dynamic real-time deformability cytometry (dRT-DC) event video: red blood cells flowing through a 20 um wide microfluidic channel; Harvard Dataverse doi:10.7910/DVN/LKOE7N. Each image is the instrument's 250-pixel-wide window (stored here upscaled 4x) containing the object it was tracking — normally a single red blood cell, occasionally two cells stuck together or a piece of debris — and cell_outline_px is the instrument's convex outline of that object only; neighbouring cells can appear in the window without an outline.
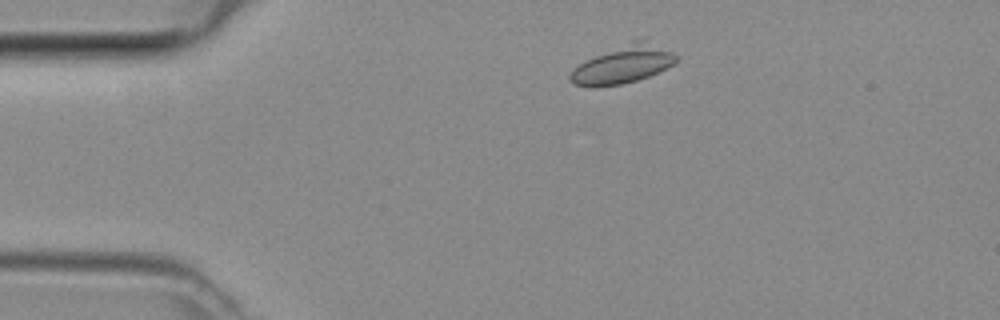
{"species": "common noctule bat (a hibernating species)", "species_latin": "Nyctalus noctula", "temperature_condition": "room temperature", "stored_images_in_passage": 4, "camera_frame_rate_fps": 3000, "um_per_image_px": 0.085, "animal": {"sex": "female", "body_mass_g": 29.2, "forearm_length_mm": 56.3}, "frame": {"image": 1, "passage_image": 2, "time_ms": 0.333, "image_size_px": [1000, 320], "cell_outline_px": [[676, 60], [672, 64], [648, 76], [624, 84], [596, 88], [592, 88], [572, 84], [568, 80], [568, 76], [572, 68], [584, 60], [632, 40], [644, 36], [648, 36], [672, 52], [676, 56]], "centroid_in_image_um": [52.91, 5.46], "position_along_channel_um": 32.1, "area_um2": 24.04}}